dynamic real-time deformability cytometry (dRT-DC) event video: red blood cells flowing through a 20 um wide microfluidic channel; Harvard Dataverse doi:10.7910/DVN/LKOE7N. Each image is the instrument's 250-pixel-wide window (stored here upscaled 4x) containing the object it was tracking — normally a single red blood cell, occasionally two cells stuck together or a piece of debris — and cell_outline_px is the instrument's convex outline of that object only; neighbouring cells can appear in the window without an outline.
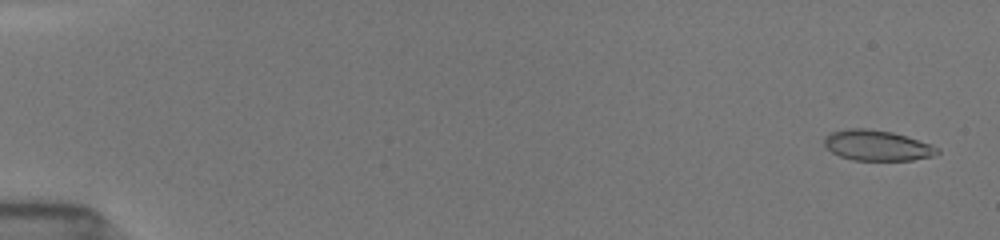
{"species": "common noctule bat (a hibernating species)", "species_latin": "Nyctalus noctula", "temperature_condition": "room temperature", "stored_images_in_passage": 24, "camera_frame_rate_fps": 3000, "um_per_image_px": 0.085, "animal": {"sex": "female", "body_mass_g": 19.5, "forearm_length_mm": 54.1}, "frame": {"image": 1, "passage_image": 2, "time_ms": 0.333, "image_size_px": [1000, 240], "cell_outline_px": [[940, 152], [936, 156], [912, 160], [852, 160], [840, 156], [832, 152], [824, 144], [824, 136], [832, 132], [848, 128], [868, 128], [892, 132], [940, 148]], "centroid_in_image_um": [74.54, 12.37], "position_along_channel_um": 10.5, "area_um2": 20.0}}
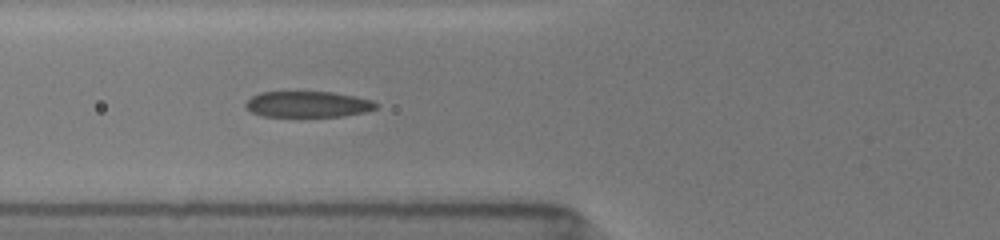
{"frame": {"image": 2, "passage_image": 18, "time_ms": 5.667, "image_size_px": [1000, 240], "cell_outline_px": [[376, 108], [364, 112], [344, 116], [260, 116], [244, 108], [244, 104], [252, 96], [260, 92], [332, 92], [356, 96], [372, 100], [376, 104]], "centroid_in_image_um": [26.13, 8.86], "position_along_channel_um": 99.7, "area_um2": 19.71}}
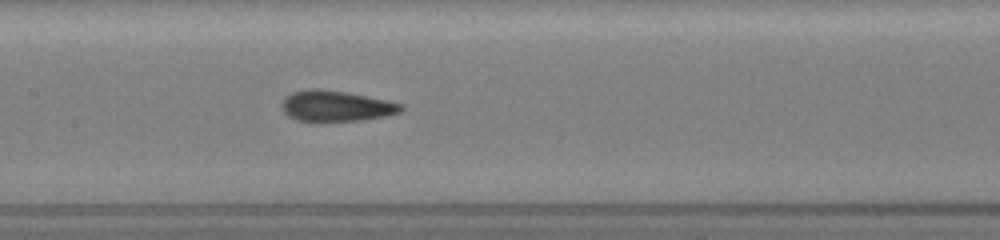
{"frame": {"image": 3, "passage_image": 24, "time_ms": 7.667, "image_size_px": [1000, 240], "cell_outline_px": [[404, 108], [400, 112], [384, 116], [360, 120], [320, 124], [296, 120], [288, 116], [284, 112], [280, 104], [284, 96], [292, 92], [308, 88], [320, 88], [348, 92], [388, 100], [400, 104]], "centroid_in_image_um": [28.48, 9.03], "position_along_channel_um": 178.9, "area_um2": 22.25}}